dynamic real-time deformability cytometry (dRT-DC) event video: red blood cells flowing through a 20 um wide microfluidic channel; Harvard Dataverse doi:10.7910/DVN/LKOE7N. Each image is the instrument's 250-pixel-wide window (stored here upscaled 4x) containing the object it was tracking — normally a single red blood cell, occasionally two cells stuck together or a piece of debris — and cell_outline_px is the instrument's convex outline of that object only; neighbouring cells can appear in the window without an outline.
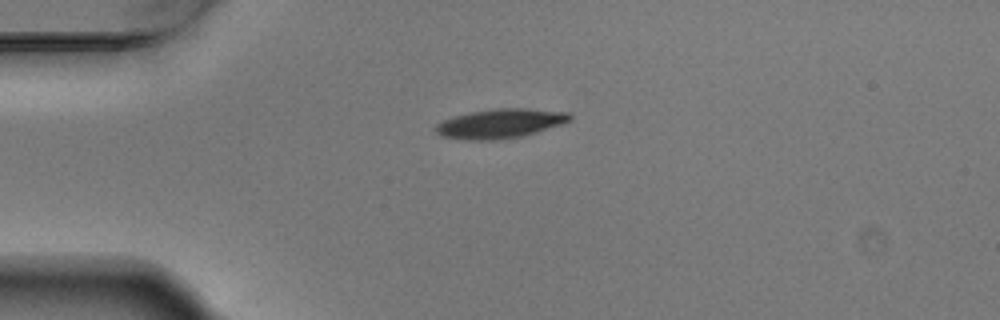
{"species": "Egyptian fruit bat (a non-hibernating species)", "species_latin": "Rousettus aegyptiacus", "temperature_condition": "warm", "stored_images_in_passage": 4, "camera_frame_rate_fps": 3000, "um_per_image_px": 0.085, "animal": {"sex": "male"}, "frame": {"image": 1, "passage_image": 1, "time_ms": 0.0, "image_size_px": [1000, 320], "cell_outline_px": [[572, 120], [536, 132], [520, 136], [492, 140], [468, 140], [440, 136], [436, 132], [436, 124], [444, 120], [456, 116], [472, 112], [496, 108], [524, 108], [568, 112], [572, 116]], "centroid_in_image_um": [42.52, 10.5], "position_along_channel_um": 42.5, "area_um2": 22.6}}
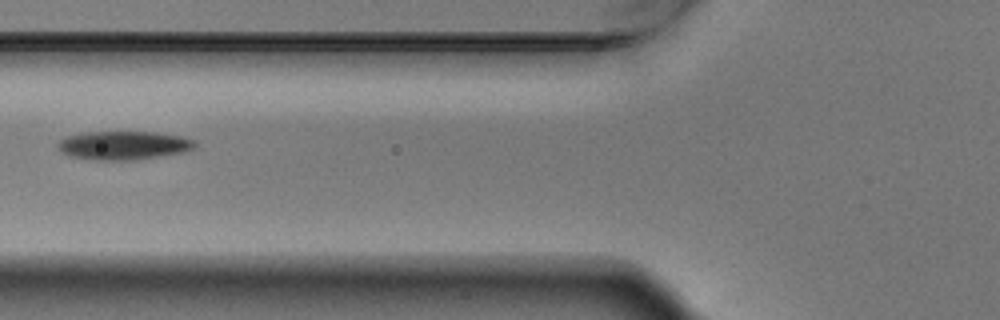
{"frame": {"image": 2, "passage_image": 3, "time_ms": 0.667, "image_size_px": [1000, 320], "cell_outline_px": [[196, 144], [192, 148], [184, 152], [136, 160], [96, 160], [72, 156], [64, 152], [56, 144], [60, 140], [68, 136], [84, 132], [156, 132], [180, 136], [196, 140]], "centroid_in_image_um": [10.54, 12.35], "position_along_channel_um": 115.3, "area_um2": 22.66}}
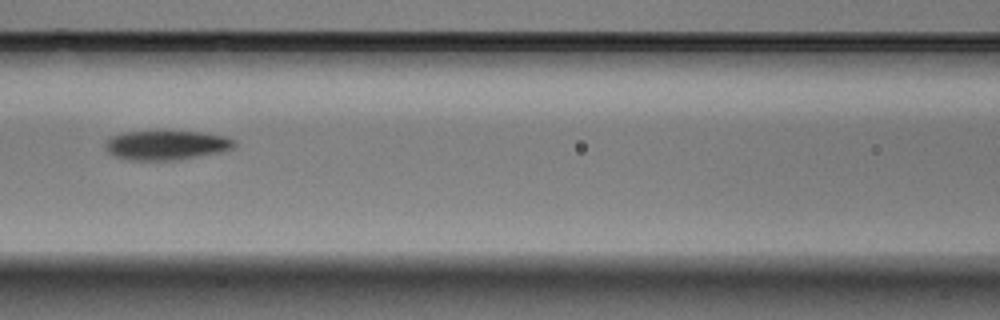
{"frame": {"image": 3, "passage_image": 4, "time_ms": 1.0, "image_size_px": [1000, 320], "cell_outline_px": [[236, 144], [232, 148], [220, 152], [176, 160], [128, 160], [116, 156], [108, 152], [104, 144], [112, 136], [120, 132], [200, 132], [224, 136], [232, 140]], "centroid_in_image_um": [14.11, 12.34], "position_along_channel_um": 152.5, "area_um2": 21.73}}